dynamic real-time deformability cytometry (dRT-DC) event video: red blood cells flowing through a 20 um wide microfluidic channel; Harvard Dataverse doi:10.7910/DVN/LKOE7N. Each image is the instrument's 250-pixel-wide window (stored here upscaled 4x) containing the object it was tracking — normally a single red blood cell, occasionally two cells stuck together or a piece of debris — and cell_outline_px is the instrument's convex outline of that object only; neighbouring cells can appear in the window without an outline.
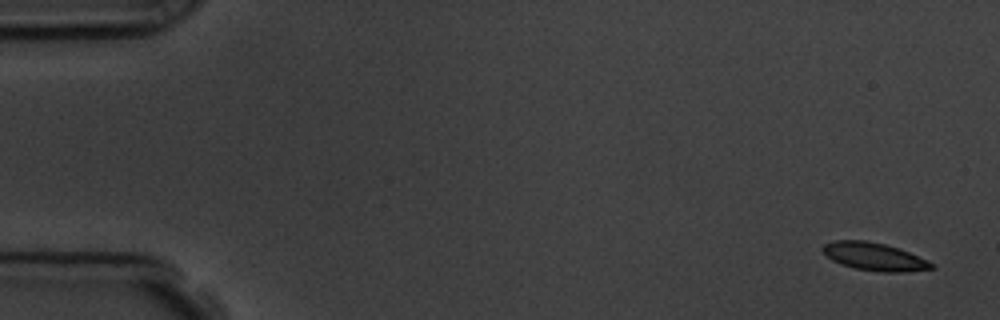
{"species": "common noctule bat (a hibernating species)", "species_latin": "Nyctalus noctula", "temperature_condition": "room temperature", "stored_images_in_passage": 4, "camera_frame_rate_fps": 3000, "um_per_image_px": 0.085, "animal": {"sex": "male", "body_mass_g": 19.5, "forearm_length_mm": 54.6}, "frame": {"image": 1, "passage_image": 1, "time_ms": 0.0, "image_size_px": [1000, 320], "cell_outline_px": [[936, 268], [904, 272], [880, 272], [856, 268], [840, 264], [832, 260], [820, 248], [824, 244], [832, 240], [868, 240], [900, 248], [932, 264]], "centroid_in_image_um": [74.26, 21.8], "position_along_channel_um": 10.7, "area_um2": 17.51}}